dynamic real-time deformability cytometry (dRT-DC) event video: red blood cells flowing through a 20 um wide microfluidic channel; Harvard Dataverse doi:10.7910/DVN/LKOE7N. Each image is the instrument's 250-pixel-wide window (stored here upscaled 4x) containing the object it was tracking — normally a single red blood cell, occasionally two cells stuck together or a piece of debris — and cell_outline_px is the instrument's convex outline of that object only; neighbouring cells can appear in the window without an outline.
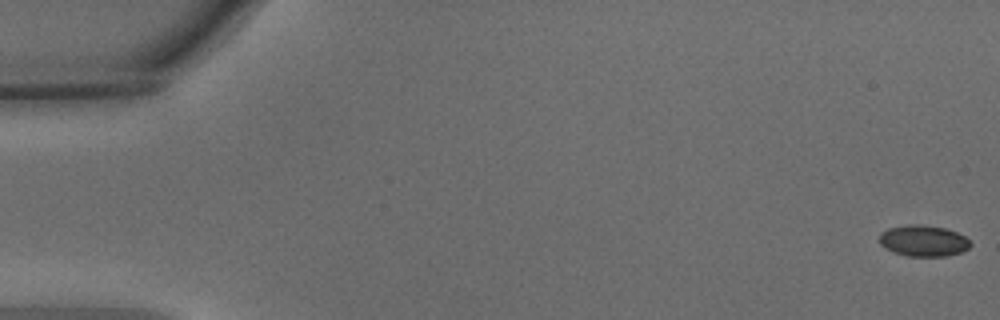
{"species": "common noctule bat (a hibernating species)", "species_latin": "Nyctalus noctula", "temperature_condition": "warm", "stored_images_in_passage": 56, "camera_frame_rate_fps": 3000, "um_per_image_px": 0.085, "animal": {"sex": "male", "body_mass_g": 15.6}, "frame": {"image": 1, "passage_image": 1, "time_ms": 0.0, "image_size_px": [1000, 320], "cell_outline_px": [[972, 244], [968, 248], [960, 252], [948, 256], [908, 256], [892, 252], [880, 244], [880, 232], [888, 228], [908, 224], [920, 224], [944, 228], [956, 232], [964, 236]], "centroid_in_image_um": [78.46, 20.46], "position_along_channel_um": 6.5, "area_um2": 16.53}}
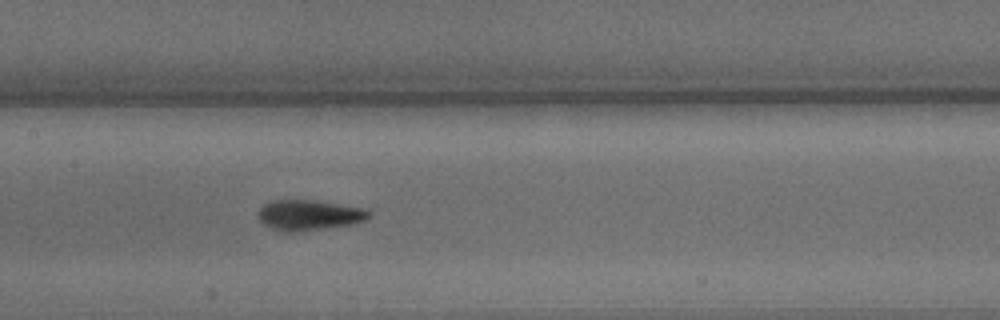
{"frame": {"image": 2, "passage_image": 28, "time_ms": 9.0, "image_size_px": [1000, 320], "cell_outline_px": [[372, 212], [364, 220], [348, 224], [292, 232], [288, 232], [268, 228], [256, 216], [256, 212], [264, 204], [272, 200], [316, 200], [364, 208]], "centroid_in_image_um": [26.19, 18.26], "position_along_channel_um": 181.2, "area_um2": 19.42}}
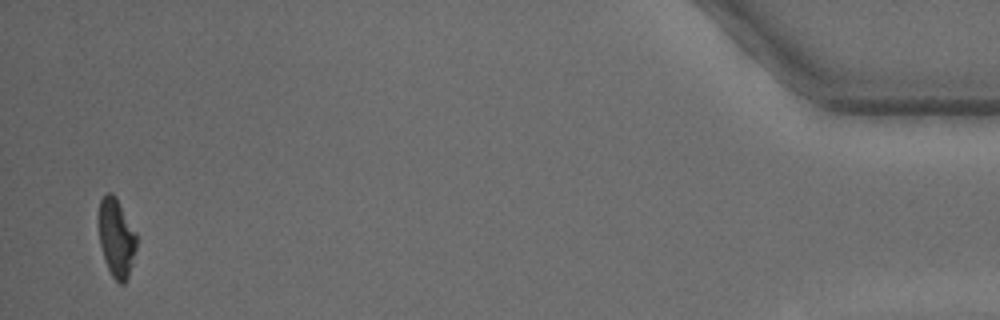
{"frame": {"image": 3, "passage_image": 55, "time_ms": 18.0, "image_size_px": [1000, 320], "cell_outline_px": [[136, 248], [132, 264], [128, 276], [124, 284], [120, 284], [112, 276], [104, 260], [100, 244], [100, 200], [104, 192], [112, 192], [116, 196], [136, 232]], "centroid_in_image_um": [9.9, 20.19], "position_along_channel_um": 425.3, "area_um2": 17.17}, "authors_computed_cell_mechanics": {"area_um2": 18.207, "velocity_mm_per_s": 3.6484, "shape_relaxation_time_tau1_ms": 3.5154, "shape_relaxation_time_tau2_ms": 1.7486, "deformation_change_tau1": 0.1697, "deformation_change_tau2": 0.057}}